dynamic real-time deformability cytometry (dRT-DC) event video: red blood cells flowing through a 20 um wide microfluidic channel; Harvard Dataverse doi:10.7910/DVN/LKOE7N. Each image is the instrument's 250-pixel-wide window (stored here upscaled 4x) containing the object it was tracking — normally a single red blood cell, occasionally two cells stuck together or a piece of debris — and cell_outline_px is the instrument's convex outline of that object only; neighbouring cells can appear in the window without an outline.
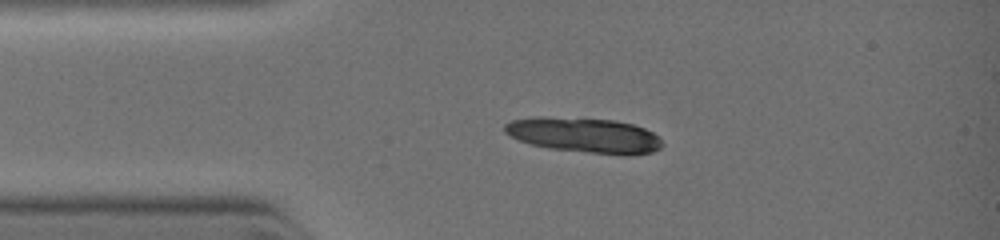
{"species": "common noctule bat (a hibernating species)", "species_latin": "Nyctalus noctula", "temperature_condition": "warm", "stored_images_in_passage": 3, "camera_frame_rate_fps": 3000, "um_per_image_px": 0.085, "animal": {"sex": "female", "body_mass_g": 19.0, "forearm_length_mm": 51.5}, "frame": {"image": 1, "passage_image": 1, "time_ms": 0.0, "image_size_px": [1000, 240], "cell_outline_px": [[660, 148], [652, 152], [592, 152], [552, 148], [532, 144], [520, 140], [504, 132], [504, 124], [512, 120], [532, 116], [548, 116], [616, 120], [632, 124], [644, 128], [660, 136]], "centroid_in_image_um": [49.58, 11.42], "position_along_channel_um": 35.4, "area_um2": 31.27}}